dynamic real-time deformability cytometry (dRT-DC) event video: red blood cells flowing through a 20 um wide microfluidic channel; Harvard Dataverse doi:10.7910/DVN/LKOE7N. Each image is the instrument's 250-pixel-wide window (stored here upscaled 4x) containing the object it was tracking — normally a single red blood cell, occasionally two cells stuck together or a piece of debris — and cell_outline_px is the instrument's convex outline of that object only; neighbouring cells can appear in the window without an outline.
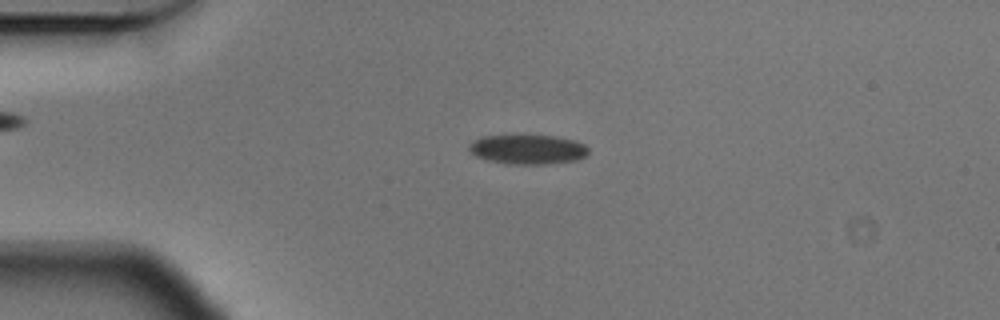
{"species": "Egyptian fruit bat (a non-hibernating species)", "species_latin": "Rousettus aegyptiacus", "temperature_condition": "cold", "stored_images_in_passage": 56, "camera_frame_rate_fps": 3000, "um_per_image_px": 0.085, "animal": {"sex": "male"}, "frame": {"image": 1, "passage_image": 13, "time_ms": 4.0, "image_size_px": [1000, 320], "cell_outline_px": [[588, 152], [584, 156], [576, 160], [544, 164], [508, 164], [488, 160], [476, 156], [468, 148], [468, 144], [480, 136], [556, 136], [576, 140], [584, 144], [588, 148]], "centroid_in_image_um": [44.85, 12.7], "position_along_channel_um": 40.1, "area_um2": 20.4}}
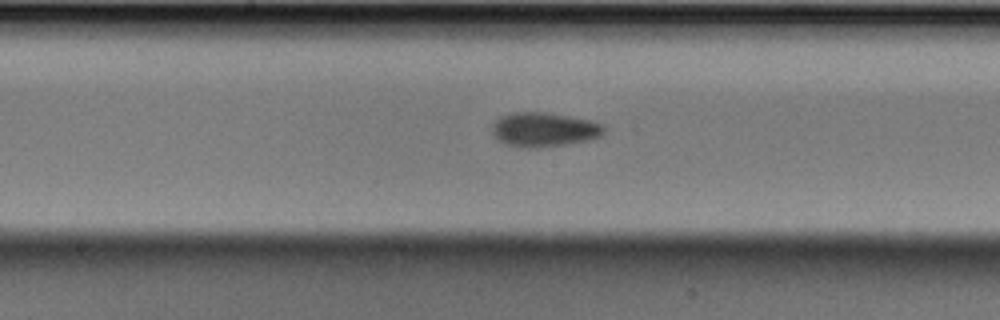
{"frame": {"image": 2, "passage_image": 29, "time_ms": 9.333, "image_size_px": [1000, 320], "cell_outline_px": [[604, 132], [600, 136], [592, 140], [568, 144], [536, 148], [524, 148], [504, 144], [496, 140], [492, 132], [492, 124], [500, 116], [512, 112], [544, 112], [592, 120], [604, 124]], "centroid_in_image_um": [46.23, 11.02], "position_along_channel_um": 202.0, "area_um2": 22.77}}
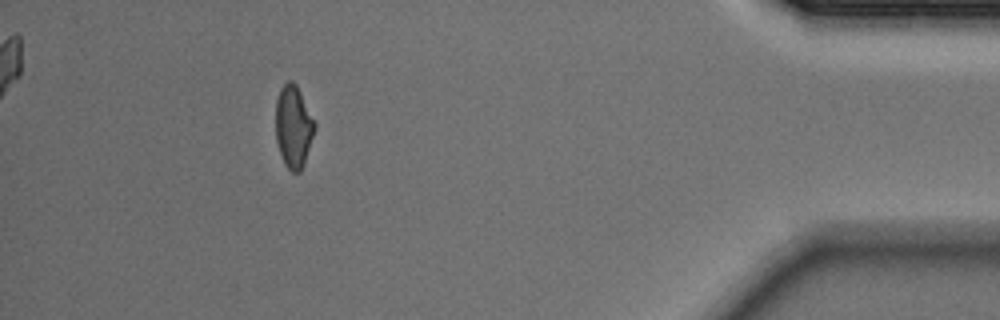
{"frame": {"image": 3, "passage_image": 51, "time_ms": 16.667, "image_size_px": [1000, 320], "cell_outline_px": [[316, 128], [304, 164], [300, 172], [292, 172], [284, 164], [276, 140], [276, 100], [280, 88], [288, 80], [292, 80], [296, 84], [316, 124]], "centroid_in_image_um": [24.94, 10.76], "position_along_channel_um": 410.3, "area_um2": 18.67}, "authors_computed_cell_mechanics": {"area_um2": 20.3167, "velocity_mm_per_s": 3.5622, "shape_relaxation_time_tau1_ms": 3.9745, "shape_relaxation_time_tau2_ms": 5.8197, "deformation_change_tau1": 0.0894, "deformation_change_tau2": 0.0919}}